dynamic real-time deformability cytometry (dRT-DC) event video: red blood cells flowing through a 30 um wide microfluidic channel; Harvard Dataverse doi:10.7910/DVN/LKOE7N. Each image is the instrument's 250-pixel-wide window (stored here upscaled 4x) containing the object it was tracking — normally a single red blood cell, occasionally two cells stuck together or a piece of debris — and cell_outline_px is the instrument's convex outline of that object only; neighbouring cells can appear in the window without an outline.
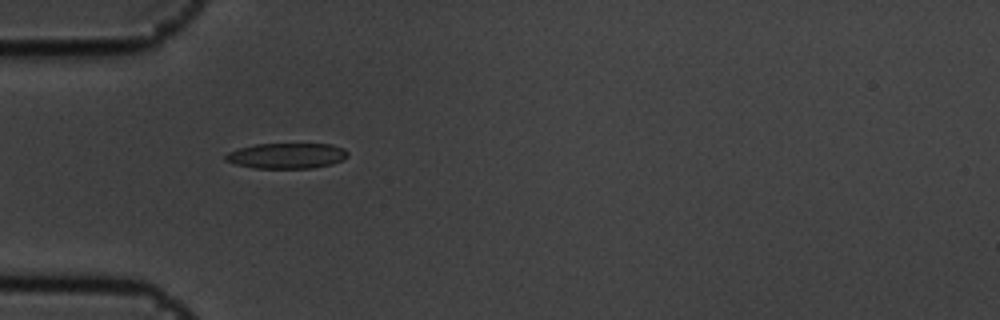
{"species": "common noctule bat (a hibernating species)", "species_latin": "Nyctalus noctula", "temperature_condition": "cold", "stored_images_in_passage": 3, "camera_frame_rate_fps": 3000, "um_per_image_px": 0.085, "animal": {"sex": "male", "body_mass_g": 19.5, "forearm_length_mm": 54.6}, "frame": {"image": 1, "passage_image": 1, "time_ms": 0.0, "image_size_px": [1000, 320], "cell_outline_px": [[348, 156], [344, 160], [332, 164], [312, 168], [252, 168], [236, 164], [224, 160], [224, 156], [228, 152], [240, 148], [256, 144], [332, 144], [344, 148], [348, 152]], "centroid_in_image_um": [24.39, 13.24], "position_along_channel_um": 60.6, "area_um2": 18.26}}
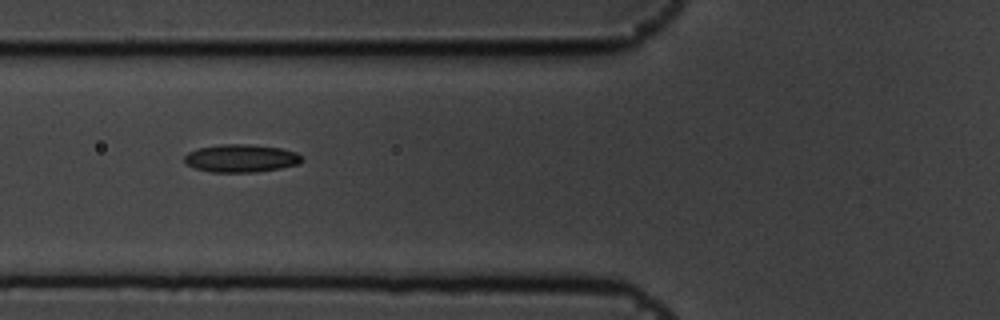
{"frame": {"image": 2, "passage_image": 2, "time_ms": 0.333, "image_size_px": [1000, 320], "cell_outline_px": [[304, 160], [300, 164], [280, 168], [256, 172], [212, 172], [196, 168], [184, 164], [184, 156], [188, 152], [200, 148], [224, 144], [244, 144], [280, 148], [296, 152]], "centroid_in_image_um": [20.49, 13.46], "position_along_channel_um": 105.3, "area_um2": 18.96}}
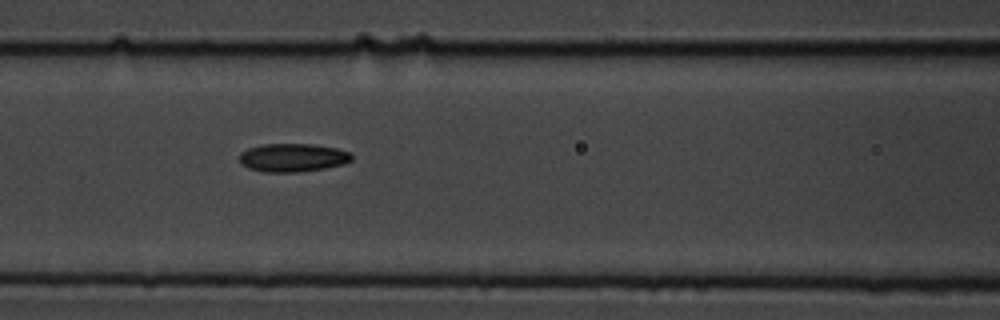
{"frame": {"image": 3, "passage_image": 3, "time_ms": 0.667, "image_size_px": [1000, 320], "cell_outline_px": [[352, 160], [344, 164], [324, 168], [300, 172], [264, 172], [248, 168], [240, 164], [240, 152], [248, 148], [264, 144], [312, 144], [336, 148], [348, 152], [352, 156]], "centroid_in_image_um": [24.86, 13.4], "position_along_channel_um": 141.7, "area_um2": 18.55}}